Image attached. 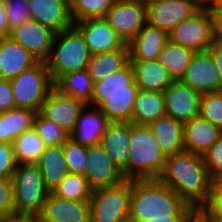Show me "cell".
I'll list each match as a JSON object with an SVG mask.
<instances>
[{"mask_svg": "<svg viewBox=\"0 0 222 222\" xmlns=\"http://www.w3.org/2000/svg\"><path fill=\"white\" fill-rule=\"evenodd\" d=\"M158 180L198 209L207 202L214 181L203 156L185 150L166 157Z\"/></svg>", "mask_w": 222, "mask_h": 222, "instance_id": "cell-2", "label": "cell"}, {"mask_svg": "<svg viewBox=\"0 0 222 222\" xmlns=\"http://www.w3.org/2000/svg\"><path fill=\"white\" fill-rule=\"evenodd\" d=\"M193 222H207L201 215H199Z\"/></svg>", "mask_w": 222, "mask_h": 222, "instance_id": "cell-53", "label": "cell"}, {"mask_svg": "<svg viewBox=\"0 0 222 222\" xmlns=\"http://www.w3.org/2000/svg\"><path fill=\"white\" fill-rule=\"evenodd\" d=\"M128 222L159 218H197L200 209L188 205L158 179L131 180Z\"/></svg>", "mask_w": 222, "mask_h": 222, "instance_id": "cell-1", "label": "cell"}, {"mask_svg": "<svg viewBox=\"0 0 222 222\" xmlns=\"http://www.w3.org/2000/svg\"><path fill=\"white\" fill-rule=\"evenodd\" d=\"M138 93L109 94L99 106L109 122L131 123L134 101Z\"/></svg>", "mask_w": 222, "mask_h": 222, "instance_id": "cell-34", "label": "cell"}, {"mask_svg": "<svg viewBox=\"0 0 222 222\" xmlns=\"http://www.w3.org/2000/svg\"><path fill=\"white\" fill-rule=\"evenodd\" d=\"M63 150L69 173L85 176L87 170V147L69 138L63 144Z\"/></svg>", "mask_w": 222, "mask_h": 222, "instance_id": "cell-38", "label": "cell"}, {"mask_svg": "<svg viewBox=\"0 0 222 222\" xmlns=\"http://www.w3.org/2000/svg\"><path fill=\"white\" fill-rule=\"evenodd\" d=\"M194 54V50L168 40L156 61L167 70L173 80H180L190 65Z\"/></svg>", "mask_w": 222, "mask_h": 222, "instance_id": "cell-31", "label": "cell"}, {"mask_svg": "<svg viewBox=\"0 0 222 222\" xmlns=\"http://www.w3.org/2000/svg\"><path fill=\"white\" fill-rule=\"evenodd\" d=\"M37 111L13 108L0 112V142L13 144L24 131L32 129Z\"/></svg>", "mask_w": 222, "mask_h": 222, "instance_id": "cell-28", "label": "cell"}, {"mask_svg": "<svg viewBox=\"0 0 222 222\" xmlns=\"http://www.w3.org/2000/svg\"><path fill=\"white\" fill-rule=\"evenodd\" d=\"M211 14H222V0L217 1L211 8Z\"/></svg>", "mask_w": 222, "mask_h": 222, "instance_id": "cell-52", "label": "cell"}, {"mask_svg": "<svg viewBox=\"0 0 222 222\" xmlns=\"http://www.w3.org/2000/svg\"><path fill=\"white\" fill-rule=\"evenodd\" d=\"M38 61L11 37L0 39V78L11 80Z\"/></svg>", "mask_w": 222, "mask_h": 222, "instance_id": "cell-21", "label": "cell"}, {"mask_svg": "<svg viewBox=\"0 0 222 222\" xmlns=\"http://www.w3.org/2000/svg\"><path fill=\"white\" fill-rule=\"evenodd\" d=\"M115 0H71L70 14L73 24L91 18H103Z\"/></svg>", "mask_w": 222, "mask_h": 222, "instance_id": "cell-36", "label": "cell"}, {"mask_svg": "<svg viewBox=\"0 0 222 222\" xmlns=\"http://www.w3.org/2000/svg\"><path fill=\"white\" fill-rule=\"evenodd\" d=\"M85 105L81 100L62 94L53 88L42 103L39 113L71 134Z\"/></svg>", "mask_w": 222, "mask_h": 222, "instance_id": "cell-12", "label": "cell"}, {"mask_svg": "<svg viewBox=\"0 0 222 222\" xmlns=\"http://www.w3.org/2000/svg\"><path fill=\"white\" fill-rule=\"evenodd\" d=\"M207 222H222V219H205Z\"/></svg>", "mask_w": 222, "mask_h": 222, "instance_id": "cell-54", "label": "cell"}, {"mask_svg": "<svg viewBox=\"0 0 222 222\" xmlns=\"http://www.w3.org/2000/svg\"><path fill=\"white\" fill-rule=\"evenodd\" d=\"M131 180L92 191L90 222H128Z\"/></svg>", "mask_w": 222, "mask_h": 222, "instance_id": "cell-7", "label": "cell"}, {"mask_svg": "<svg viewBox=\"0 0 222 222\" xmlns=\"http://www.w3.org/2000/svg\"><path fill=\"white\" fill-rule=\"evenodd\" d=\"M0 222H40V220L38 215L13 212L1 216Z\"/></svg>", "mask_w": 222, "mask_h": 222, "instance_id": "cell-46", "label": "cell"}, {"mask_svg": "<svg viewBox=\"0 0 222 222\" xmlns=\"http://www.w3.org/2000/svg\"><path fill=\"white\" fill-rule=\"evenodd\" d=\"M144 1L145 3H149V2H152V1H158V0H142Z\"/></svg>", "mask_w": 222, "mask_h": 222, "instance_id": "cell-55", "label": "cell"}, {"mask_svg": "<svg viewBox=\"0 0 222 222\" xmlns=\"http://www.w3.org/2000/svg\"><path fill=\"white\" fill-rule=\"evenodd\" d=\"M161 150L168 155L185 150L184 123L168 115L159 117L148 125Z\"/></svg>", "mask_w": 222, "mask_h": 222, "instance_id": "cell-26", "label": "cell"}, {"mask_svg": "<svg viewBox=\"0 0 222 222\" xmlns=\"http://www.w3.org/2000/svg\"><path fill=\"white\" fill-rule=\"evenodd\" d=\"M108 123L109 120L99 107L86 104L78 116L70 138L86 147L100 144Z\"/></svg>", "mask_w": 222, "mask_h": 222, "instance_id": "cell-18", "label": "cell"}, {"mask_svg": "<svg viewBox=\"0 0 222 222\" xmlns=\"http://www.w3.org/2000/svg\"><path fill=\"white\" fill-rule=\"evenodd\" d=\"M168 40L166 31L147 22L128 44L130 60H156Z\"/></svg>", "mask_w": 222, "mask_h": 222, "instance_id": "cell-24", "label": "cell"}, {"mask_svg": "<svg viewBox=\"0 0 222 222\" xmlns=\"http://www.w3.org/2000/svg\"><path fill=\"white\" fill-rule=\"evenodd\" d=\"M10 37V30L6 19L4 0H0V39Z\"/></svg>", "mask_w": 222, "mask_h": 222, "instance_id": "cell-48", "label": "cell"}, {"mask_svg": "<svg viewBox=\"0 0 222 222\" xmlns=\"http://www.w3.org/2000/svg\"><path fill=\"white\" fill-rule=\"evenodd\" d=\"M92 191L84 175L68 173L50 192L65 200L90 201Z\"/></svg>", "mask_w": 222, "mask_h": 222, "instance_id": "cell-35", "label": "cell"}, {"mask_svg": "<svg viewBox=\"0 0 222 222\" xmlns=\"http://www.w3.org/2000/svg\"><path fill=\"white\" fill-rule=\"evenodd\" d=\"M129 62L130 49H117L91 55L87 70L94 83L121 70Z\"/></svg>", "mask_w": 222, "mask_h": 222, "instance_id": "cell-29", "label": "cell"}, {"mask_svg": "<svg viewBox=\"0 0 222 222\" xmlns=\"http://www.w3.org/2000/svg\"><path fill=\"white\" fill-rule=\"evenodd\" d=\"M31 19L60 32L73 25L67 0H29Z\"/></svg>", "mask_w": 222, "mask_h": 222, "instance_id": "cell-19", "label": "cell"}, {"mask_svg": "<svg viewBox=\"0 0 222 222\" xmlns=\"http://www.w3.org/2000/svg\"><path fill=\"white\" fill-rule=\"evenodd\" d=\"M147 22L169 33L200 10L197 0H158L146 3Z\"/></svg>", "mask_w": 222, "mask_h": 222, "instance_id": "cell-10", "label": "cell"}, {"mask_svg": "<svg viewBox=\"0 0 222 222\" xmlns=\"http://www.w3.org/2000/svg\"><path fill=\"white\" fill-rule=\"evenodd\" d=\"M40 222H90V201H72L51 192L44 202Z\"/></svg>", "mask_w": 222, "mask_h": 222, "instance_id": "cell-17", "label": "cell"}, {"mask_svg": "<svg viewBox=\"0 0 222 222\" xmlns=\"http://www.w3.org/2000/svg\"><path fill=\"white\" fill-rule=\"evenodd\" d=\"M164 115H166L164 93L139 90L134 101L131 123L149 125Z\"/></svg>", "mask_w": 222, "mask_h": 222, "instance_id": "cell-27", "label": "cell"}, {"mask_svg": "<svg viewBox=\"0 0 222 222\" xmlns=\"http://www.w3.org/2000/svg\"><path fill=\"white\" fill-rule=\"evenodd\" d=\"M196 218H159L147 219L144 222H193Z\"/></svg>", "mask_w": 222, "mask_h": 222, "instance_id": "cell-50", "label": "cell"}, {"mask_svg": "<svg viewBox=\"0 0 222 222\" xmlns=\"http://www.w3.org/2000/svg\"><path fill=\"white\" fill-rule=\"evenodd\" d=\"M14 211L39 215L50 190L45 186L38 164H17L12 176Z\"/></svg>", "mask_w": 222, "mask_h": 222, "instance_id": "cell-5", "label": "cell"}, {"mask_svg": "<svg viewBox=\"0 0 222 222\" xmlns=\"http://www.w3.org/2000/svg\"><path fill=\"white\" fill-rule=\"evenodd\" d=\"M213 180H222V135L202 155Z\"/></svg>", "mask_w": 222, "mask_h": 222, "instance_id": "cell-42", "label": "cell"}, {"mask_svg": "<svg viewBox=\"0 0 222 222\" xmlns=\"http://www.w3.org/2000/svg\"><path fill=\"white\" fill-rule=\"evenodd\" d=\"M168 36L171 42L195 52L208 51L214 42L210 9H200L191 18L176 25Z\"/></svg>", "mask_w": 222, "mask_h": 222, "instance_id": "cell-8", "label": "cell"}, {"mask_svg": "<svg viewBox=\"0 0 222 222\" xmlns=\"http://www.w3.org/2000/svg\"><path fill=\"white\" fill-rule=\"evenodd\" d=\"M13 212L15 211L12 181L0 178V217Z\"/></svg>", "mask_w": 222, "mask_h": 222, "instance_id": "cell-44", "label": "cell"}, {"mask_svg": "<svg viewBox=\"0 0 222 222\" xmlns=\"http://www.w3.org/2000/svg\"><path fill=\"white\" fill-rule=\"evenodd\" d=\"M10 33L31 19L29 0H4Z\"/></svg>", "mask_w": 222, "mask_h": 222, "instance_id": "cell-40", "label": "cell"}, {"mask_svg": "<svg viewBox=\"0 0 222 222\" xmlns=\"http://www.w3.org/2000/svg\"><path fill=\"white\" fill-rule=\"evenodd\" d=\"M104 19L129 44L147 23L146 3L142 0H115Z\"/></svg>", "mask_w": 222, "mask_h": 222, "instance_id": "cell-9", "label": "cell"}, {"mask_svg": "<svg viewBox=\"0 0 222 222\" xmlns=\"http://www.w3.org/2000/svg\"><path fill=\"white\" fill-rule=\"evenodd\" d=\"M93 81L87 69L62 75L55 83L54 88L60 93L75 97L85 104L91 103Z\"/></svg>", "mask_w": 222, "mask_h": 222, "instance_id": "cell-32", "label": "cell"}, {"mask_svg": "<svg viewBox=\"0 0 222 222\" xmlns=\"http://www.w3.org/2000/svg\"><path fill=\"white\" fill-rule=\"evenodd\" d=\"M199 116L222 129V91L201 95Z\"/></svg>", "mask_w": 222, "mask_h": 222, "instance_id": "cell-39", "label": "cell"}, {"mask_svg": "<svg viewBox=\"0 0 222 222\" xmlns=\"http://www.w3.org/2000/svg\"><path fill=\"white\" fill-rule=\"evenodd\" d=\"M90 57L84 36L73 24L56 32L51 53L45 63L55 83L64 74L87 69Z\"/></svg>", "mask_w": 222, "mask_h": 222, "instance_id": "cell-4", "label": "cell"}, {"mask_svg": "<svg viewBox=\"0 0 222 222\" xmlns=\"http://www.w3.org/2000/svg\"><path fill=\"white\" fill-rule=\"evenodd\" d=\"M15 108H26L40 111L54 82L45 62H37L31 68L10 80Z\"/></svg>", "mask_w": 222, "mask_h": 222, "instance_id": "cell-6", "label": "cell"}, {"mask_svg": "<svg viewBox=\"0 0 222 222\" xmlns=\"http://www.w3.org/2000/svg\"><path fill=\"white\" fill-rule=\"evenodd\" d=\"M16 166L13 144L0 142V178L12 179Z\"/></svg>", "mask_w": 222, "mask_h": 222, "instance_id": "cell-43", "label": "cell"}, {"mask_svg": "<svg viewBox=\"0 0 222 222\" xmlns=\"http://www.w3.org/2000/svg\"><path fill=\"white\" fill-rule=\"evenodd\" d=\"M204 219H222V180H214L207 202L200 208Z\"/></svg>", "mask_w": 222, "mask_h": 222, "instance_id": "cell-41", "label": "cell"}, {"mask_svg": "<svg viewBox=\"0 0 222 222\" xmlns=\"http://www.w3.org/2000/svg\"><path fill=\"white\" fill-rule=\"evenodd\" d=\"M166 157L148 125L130 123L128 180L158 179Z\"/></svg>", "mask_w": 222, "mask_h": 222, "instance_id": "cell-3", "label": "cell"}, {"mask_svg": "<svg viewBox=\"0 0 222 222\" xmlns=\"http://www.w3.org/2000/svg\"><path fill=\"white\" fill-rule=\"evenodd\" d=\"M17 164H37L45 151V144L34 128L24 131L13 142Z\"/></svg>", "mask_w": 222, "mask_h": 222, "instance_id": "cell-33", "label": "cell"}, {"mask_svg": "<svg viewBox=\"0 0 222 222\" xmlns=\"http://www.w3.org/2000/svg\"><path fill=\"white\" fill-rule=\"evenodd\" d=\"M163 93L166 115L182 123L199 116L200 92L181 80H174Z\"/></svg>", "mask_w": 222, "mask_h": 222, "instance_id": "cell-14", "label": "cell"}, {"mask_svg": "<svg viewBox=\"0 0 222 222\" xmlns=\"http://www.w3.org/2000/svg\"><path fill=\"white\" fill-rule=\"evenodd\" d=\"M221 135V128L196 116L184 123L185 151L203 155Z\"/></svg>", "mask_w": 222, "mask_h": 222, "instance_id": "cell-23", "label": "cell"}, {"mask_svg": "<svg viewBox=\"0 0 222 222\" xmlns=\"http://www.w3.org/2000/svg\"><path fill=\"white\" fill-rule=\"evenodd\" d=\"M130 123L109 122L101 137V145L128 180Z\"/></svg>", "mask_w": 222, "mask_h": 222, "instance_id": "cell-20", "label": "cell"}, {"mask_svg": "<svg viewBox=\"0 0 222 222\" xmlns=\"http://www.w3.org/2000/svg\"><path fill=\"white\" fill-rule=\"evenodd\" d=\"M219 0H197L200 9H210Z\"/></svg>", "mask_w": 222, "mask_h": 222, "instance_id": "cell-51", "label": "cell"}, {"mask_svg": "<svg viewBox=\"0 0 222 222\" xmlns=\"http://www.w3.org/2000/svg\"><path fill=\"white\" fill-rule=\"evenodd\" d=\"M15 108L10 80L0 78V112Z\"/></svg>", "mask_w": 222, "mask_h": 222, "instance_id": "cell-45", "label": "cell"}, {"mask_svg": "<svg viewBox=\"0 0 222 222\" xmlns=\"http://www.w3.org/2000/svg\"><path fill=\"white\" fill-rule=\"evenodd\" d=\"M74 25L84 36L91 55L129 49V45L117 35L104 17L78 21Z\"/></svg>", "mask_w": 222, "mask_h": 222, "instance_id": "cell-15", "label": "cell"}, {"mask_svg": "<svg viewBox=\"0 0 222 222\" xmlns=\"http://www.w3.org/2000/svg\"><path fill=\"white\" fill-rule=\"evenodd\" d=\"M139 90L164 92L174 81L156 60H130Z\"/></svg>", "mask_w": 222, "mask_h": 222, "instance_id": "cell-25", "label": "cell"}, {"mask_svg": "<svg viewBox=\"0 0 222 222\" xmlns=\"http://www.w3.org/2000/svg\"><path fill=\"white\" fill-rule=\"evenodd\" d=\"M214 41L222 43V14H211Z\"/></svg>", "mask_w": 222, "mask_h": 222, "instance_id": "cell-49", "label": "cell"}, {"mask_svg": "<svg viewBox=\"0 0 222 222\" xmlns=\"http://www.w3.org/2000/svg\"><path fill=\"white\" fill-rule=\"evenodd\" d=\"M208 51L211 53L215 61L217 71L219 73L221 91H222V43L214 41L212 46L208 49Z\"/></svg>", "mask_w": 222, "mask_h": 222, "instance_id": "cell-47", "label": "cell"}, {"mask_svg": "<svg viewBox=\"0 0 222 222\" xmlns=\"http://www.w3.org/2000/svg\"><path fill=\"white\" fill-rule=\"evenodd\" d=\"M37 164L44 184L50 191L69 173L63 145L46 147Z\"/></svg>", "mask_w": 222, "mask_h": 222, "instance_id": "cell-30", "label": "cell"}, {"mask_svg": "<svg viewBox=\"0 0 222 222\" xmlns=\"http://www.w3.org/2000/svg\"><path fill=\"white\" fill-rule=\"evenodd\" d=\"M56 32L33 19L11 31L10 37L22 45L38 62H46Z\"/></svg>", "mask_w": 222, "mask_h": 222, "instance_id": "cell-13", "label": "cell"}, {"mask_svg": "<svg viewBox=\"0 0 222 222\" xmlns=\"http://www.w3.org/2000/svg\"><path fill=\"white\" fill-rule=\"evenodd\" d=\"M85 177L92 190L112 187L126 180L101 144L87 147Z\"/></svg>", "mask_w": 222, "mask_h": 222, "instance_id": "cell-11", "label": "cell"}, {"mask_svg": "<svg viewBox=\"0 0 222 222\" xmlns=\"http://www.w3.org/2000/svg\"><path fill=\"white\" fill-rule=\"evenodd\" d=\"M180 80L201 94L221 91L219 73L209 51L195 52Z\"/></svg>", "mask_w": 222, "mask_h": 222, "instance_id": "cell-16", "label": "cell"}, {"mask_svg": "<svg viewBox=\"0 0 222 222\" xmlns=\"http://www.w3.org/2000/svg\"><path fill=\"white\" fill-rule=\"evenodd\" d=\"M33 128L42 138L46 147L63 145L70 134L59 128L53 121H50L37 112Z\"/></svg>", "mask_w": 222, "mask_h": 222, "instance_id": "cell-37", "label": "cell"}, {"mask_svg": "<svg viewBox=\"0 0 222 222\" xmlns=\"http://www.w3.org/2000/svg\"><path fill=\"white\" fill-rule=\"evenodd\" d=\"M139 88L134 80V69L131 61L121 70L108 75L99 82H94L93 94L89 105L99 107L109 94L138 93Z\"/></svg>", "mask_w": 222, "mask_h": 222, "instance_id": "cell-22", "label": "cell"}]
</instances>
